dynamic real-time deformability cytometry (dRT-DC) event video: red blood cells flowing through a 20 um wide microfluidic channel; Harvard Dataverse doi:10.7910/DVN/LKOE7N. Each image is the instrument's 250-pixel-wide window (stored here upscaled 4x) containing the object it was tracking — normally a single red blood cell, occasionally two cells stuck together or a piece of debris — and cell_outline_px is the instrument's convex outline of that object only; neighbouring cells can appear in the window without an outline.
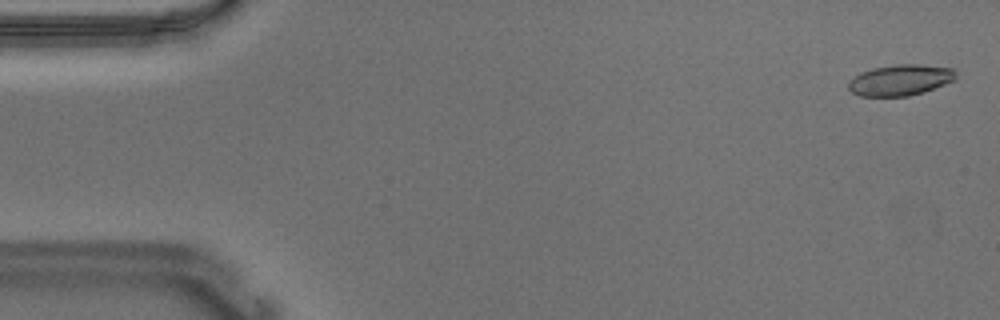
{"species": "Egyptian fruit bat (a non-hibernating species)", "species_latin": "Rousettus aegyptiacus", "temperature_condition": "warm", "stored_images_in_passage": 55, "camera_frame_rate_fps": 3000, "um_per_image_px": 0.085, "animal": {"sex": "male"}, "frame": {"image": 1, "passage_image": 2, "time_ms": 0.333, "image_size_px": [1000, 320], "cell_outline_px": [[956, 80], [924, 92], [908, 96], [860, 96], [852, 92], [848, 88], [848, 80], [860, 72], [872, 68], [896, 64], [920, 64], [952, 68], [956, 72]], "centroid_in_image_um": [76.52, 6.8], "position_along_channel_um": 8.5, "area_um2": 19.59}}
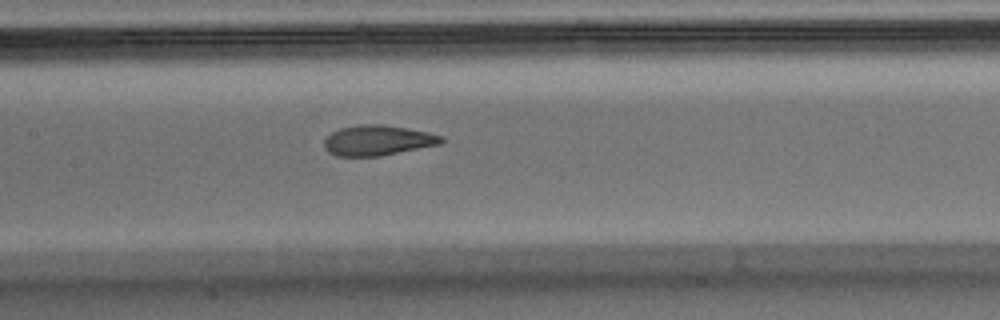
{"frame": {"image": 2, "passage_image": 26, "time_ms": 8.333, "image_size_px": [1000, 320], "cell_outline_px": [[444, 140], [440, 144], [380, 156], [336, 156], [328, 152], [324, 148], [324, 140], [332, 132], [340, 128], [356, 124], [384, 124], [428, 132], [440, 136]], "centroid_in_image_um": [32.06, 11.92], "position_along_channel_um": 175.3, "area_um2": 20.63}}
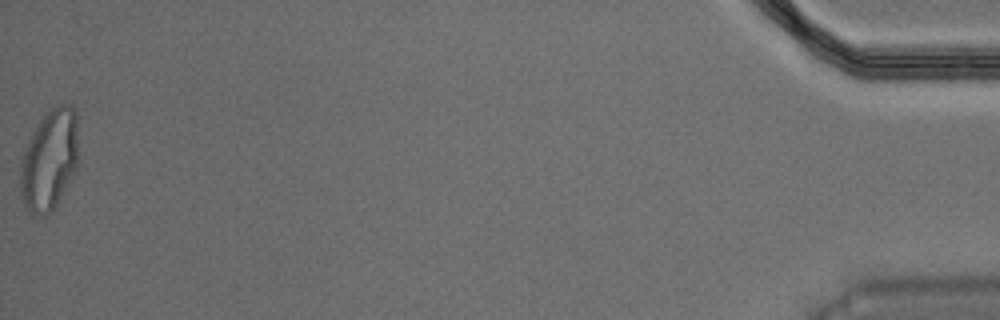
{"frame": {"image": 3, "passage_image": 55, "time_ms": 18.0, "image_size_px": [1000, 320], "cell_outline_px": [[76, 168], [68, 184], [52, 212], [44, 216], [32, 212], [24, 204], [20, 192], [20, 160], [28, 136], [44, 112], [48, 108], [60, 104], [72, 104], [76, 112]], "centroid_in_image_um": [4.15, 13.53], "position_along_channel_um": 431.0, "area_um2": 34.33}, "authors_computed_cell_mechanics": {"area_um2": 20.8658, "velocity_mm_per_s": 3.6912, "shape_relaxation_time_tau1_ms": 7.318, "shape_relaxation_time_tau2_ms": 1.1843, "deformation_change_tau1": 0.2594, "deformation_change_tau2": 0.0889}}